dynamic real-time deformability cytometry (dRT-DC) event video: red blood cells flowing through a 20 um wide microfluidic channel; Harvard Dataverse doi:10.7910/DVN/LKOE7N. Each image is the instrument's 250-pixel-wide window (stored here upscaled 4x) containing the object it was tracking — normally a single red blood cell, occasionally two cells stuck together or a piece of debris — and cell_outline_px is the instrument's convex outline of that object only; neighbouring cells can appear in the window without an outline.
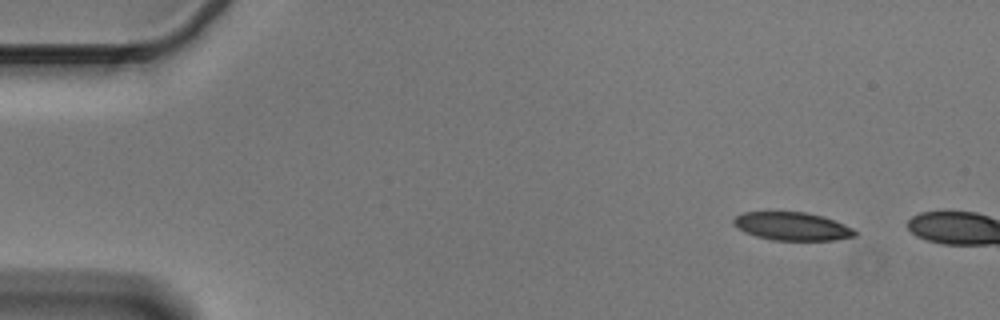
{"species": "Egyptian fruit bat (a non-hibernating species)", "species_latin": "Rousettus aegyptiacus", "temperature_condition": "cold", "stored_images_in_passage": 2, "camera_frame_rate_fps": 3000, "um_per_image_px": 0.085, "animal": {"sex": "male"}, "frame": {"image": 1, "passage_image": 1, "time_ms": 0.0, "image_size_px": [1000, 320], "cell_outline_px": [[856, 236], [836, 240], [772, 240], [756, 236], [744, 232], [732, 224], [732, 220], [736, 216], [744, 212], [808, 212], [824, 216], [836, 220], [852, 228], [856, 232]], "centroid_in_image_um": [67.34, 19.23], "position_along_channel_um": 17.7, "area_um2": 20.06}}